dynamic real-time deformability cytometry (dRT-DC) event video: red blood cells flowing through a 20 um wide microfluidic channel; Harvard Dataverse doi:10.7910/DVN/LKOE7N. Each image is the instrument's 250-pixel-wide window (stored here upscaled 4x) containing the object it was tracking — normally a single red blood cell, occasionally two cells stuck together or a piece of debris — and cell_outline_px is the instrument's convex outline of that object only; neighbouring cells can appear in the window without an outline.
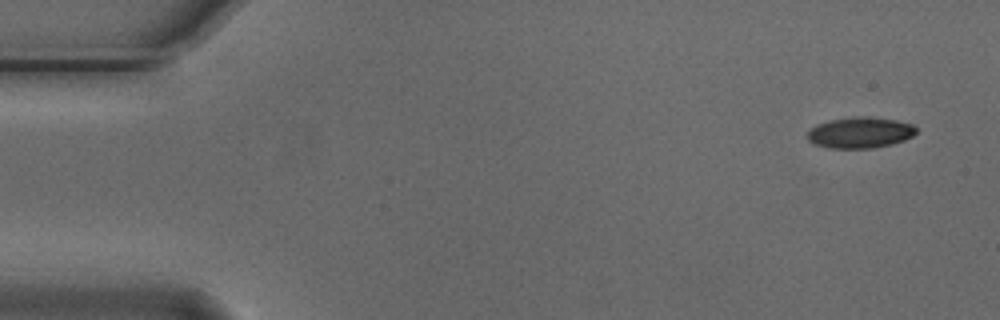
{"species": "Egyptian fruit bat (a non-hibernating species)", "species_latin": "Rousettus aegyptiacus", "temperature_condition": "cold", "stored_images_in_passage": 4, "camera_frame_rate_fps": 3000, "um_per_image_px": 0.085, "animal": {"sex": "male"}, "frame": {"image": 1, "passage_image": 1, "time_ms": 0.0, "image_size_px": [1000, 320], "cell_outline_px": [[916, 132], [912, 136], [904, 140], [892, 144], [872, 148], [828, 148], [812, 144], [808, 140], [808, 132], [816, 124], [832, 120], [852, 116], [868, 116], [896, 120], [912, 124], [916, 128]], "centroid_in_image_um": [73.1, 11.27], "position_along_channel_um": 11.9, "area_um2": 19.71}}
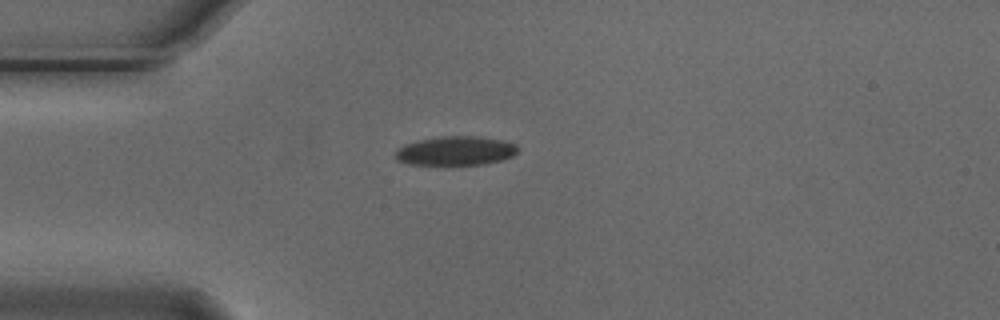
{"frame": {"image": 2, "passage_image": 4, "time_ms": 1.0, "image_size_px": [1000, 320], "cell_outline_px": [[520, 148], [512, 156], [500, 160], [484, 164], [448, 168], [408, 164], [396, 160], [396, 152], [404, 144], [416, 140], [440, 136], [476, 136], [500, 140], [516, 144]], "centroid_in_image_um": [38.68, 12.87], "position_along_channel_um": 46.3, "area_um2": 21.68}}